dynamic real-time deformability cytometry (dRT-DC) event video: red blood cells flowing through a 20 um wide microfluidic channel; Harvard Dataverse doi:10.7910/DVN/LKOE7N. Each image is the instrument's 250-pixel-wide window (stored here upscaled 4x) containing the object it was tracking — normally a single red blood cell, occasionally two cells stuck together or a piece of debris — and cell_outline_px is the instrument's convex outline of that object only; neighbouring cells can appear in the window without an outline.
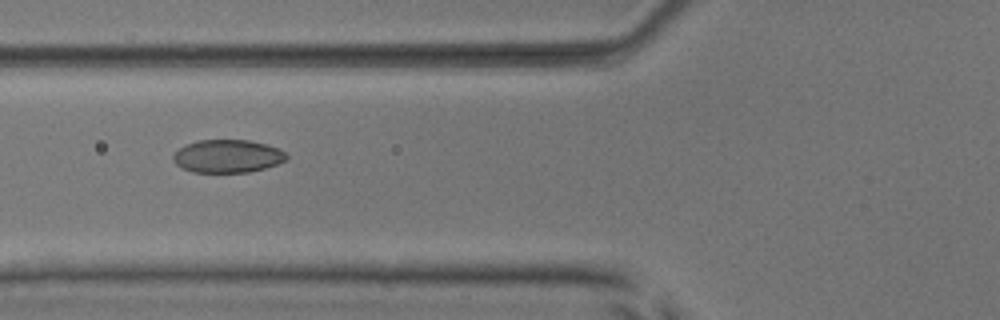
{"species": "common noctule bat (a hibernating species)", "species_latin": "Nyctalus noctula", "temperature_condition": "room temperature", "stored_images_in_passage": 8, "camera_frame_rate_fps": 3000, "um_per_image_px": 0.085, "animal": {"sex": "male", "body_mass_g": 17.9, "forearm_length_mm": 54.2}, "frame": {"image": 1, "passage_image": 6, "time_ms": 6.333, "image_size_px": [1000, 320], "cell_outline_px": [[288, 160], [264, 168], [248, 172], [192, 172], [176, 164], [172, 160], [172, 156], [180, 148], [196, 140], [248, 140], [268, 144], [284, 152], [288, 156]], "centroid_in_image_um": [19.35, 13.27], "position_along_channel_um": 106.5, "area_um2": 21.68}}
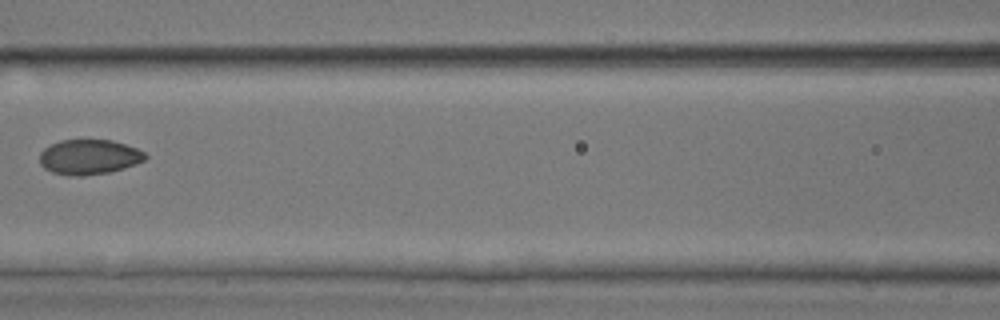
{"frame": {"image": 2, "passage_image": 7, "time_ms": 7.667, "image_size_px": [1000, 320], "cell_outline_px": [[148, 156], [144, 160], [136, 164], [124, 168], [108, 172], [80, 176], [72, 176], [52, 172], [44, 168], [40, 164], [40, 152], [44, 148], [60, 140], [112, 140], [136, 148], [144, 152]], "centroid_in_image_um": [7.56, 13.34], "position_along_channel_um": 159.0, "area_um2": 21.44}}